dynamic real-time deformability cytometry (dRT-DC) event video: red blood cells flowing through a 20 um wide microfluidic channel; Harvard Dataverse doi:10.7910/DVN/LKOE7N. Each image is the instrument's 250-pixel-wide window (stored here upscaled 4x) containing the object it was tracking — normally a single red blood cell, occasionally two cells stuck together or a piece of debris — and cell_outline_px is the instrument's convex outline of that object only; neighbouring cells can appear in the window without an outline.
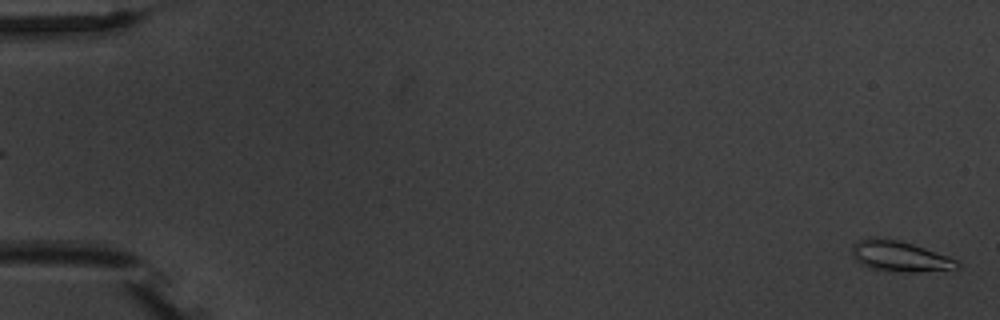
{"species": "common noctule bat (a hibernating species)", "species_latin": "Nyctalus noctula", "temperature_condition": "warm", "stored_images_in_passage": 3, "camera_frame_rate_fps": 3000, "um_per_image_px": 0.085, "animal": {"sex": "male", "body_mass_g": 20.1, "forearm_length_mm": 53.5}, "frame": {"image": 1, "passage_image": 3, "time_ms": 3.333, "image_size_px": [1000, 320], "cell_outline_px": [[960, 268], [908, 272], [896, 272], [868, 268], [860, 264], [852, 256], [852, 248], [860, 240], [872, 236], [876, 236], [900, 240], [948, 256], [956, 260], [960, 264]], "centroid_in_image_um": [76.44, 21.78], "position_along_channel_um": 8.6, "area_um2": 18.73}}